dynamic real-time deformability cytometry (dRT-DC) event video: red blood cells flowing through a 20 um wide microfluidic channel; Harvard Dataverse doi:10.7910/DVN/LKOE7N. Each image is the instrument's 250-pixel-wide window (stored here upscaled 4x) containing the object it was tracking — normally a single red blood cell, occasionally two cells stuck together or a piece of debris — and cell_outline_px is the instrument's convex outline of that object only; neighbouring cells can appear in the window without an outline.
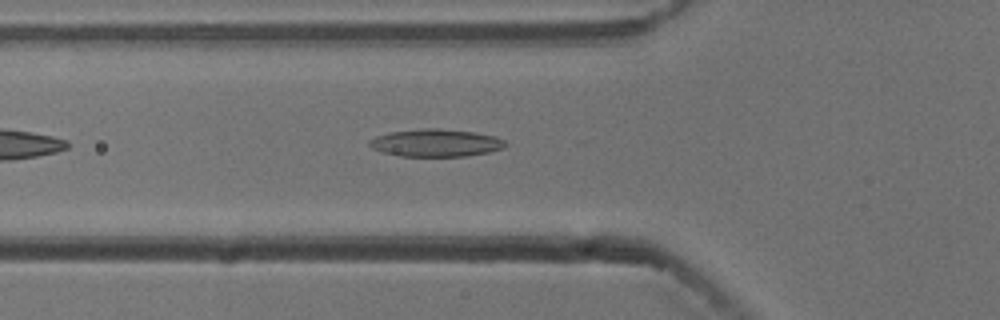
{"species": "common noctule bat (a hibernating species)", "species_latin": "Nyctalus noctula", "temperature_condition": "cold", "stored_images_in_passage": 39, "camera_frame_rate_fps": 3000, "um_per_image_px": 0.085, "animal": {"sex": "male", "body_mass_g": 13.3}, "frame": {"image": 1, "passage_image": 6, "time_ms": 1.667, "image_size_px": [1000, 320], "cell_outline_px": [[508, 144], [504, 148], [488, 152], [468, 156], [400, 156], [384, 152], [372, 148], [368, 144], [368, 140], [376, 136], [392, 132], [424, 128], [440, 128], [476, 132], [496, 136], [504, 140]], "centroid_in_image_um": [37.08, 12.14], "position_along_channel_um": 88.7, "area_um2": 21.91}}
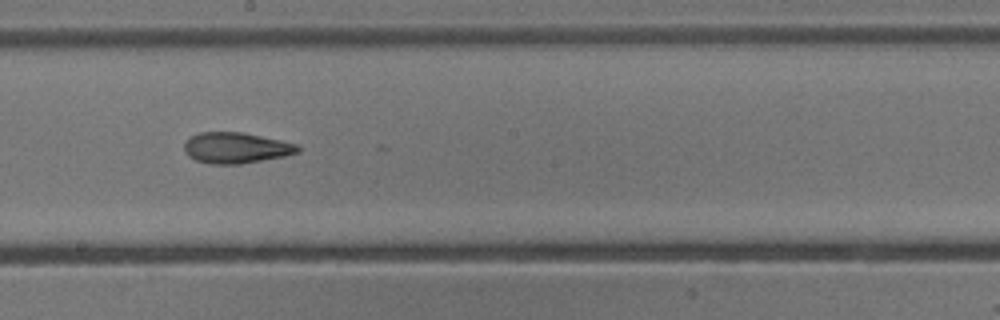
{"frame": {"image": 2, "passage_image": 17, "time_ms": 5.333, "image_size_px": [1000, 320], "cell_outline_px": [[300, 152], [284, 156], [240, 164], [208, 164], [196, 160], [188, 156], [184, 152], [184, 144], [192, 136], [200, 132], [244, 132], [280, 140], [296, 144], [300, 148]], "centroid_in_image_um": [20.05, 12.57], "position_along_channel_um": 228.2, "area_um2": 20.4}}
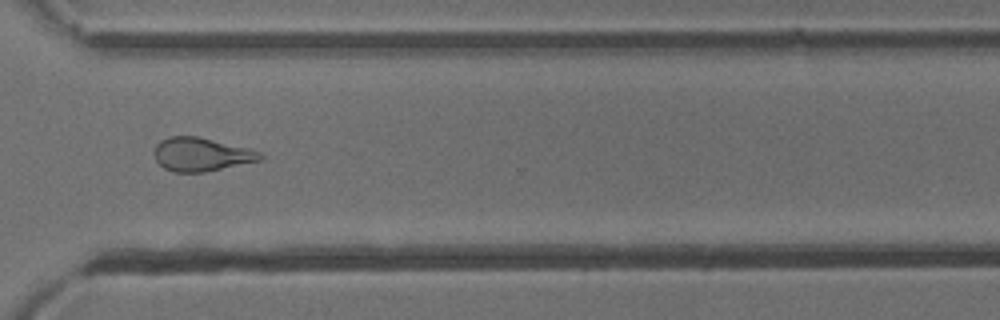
{"frame": {"image": 3, "passage_image": 27, "time_ms": 8.667, "image_size_px": [1000, 320], "cell_outline_px": [[264, 156], [260, 160], [204, 172], [172, 172], [164, 168], [156, 160], [152, 152], [156, 144], [160, 140], [168, 136], [196, 136], [252, 148], [260, 152]], "centroid_in_image_um": [17.08, 13.11], "position_along_channel_um": 353.5, "area_um2": 20.87}, "authors_computed_cell_mechanics": {"area_um2": 20.4612, "velocity_mm_per_s": 3.7625, "shape_relaxation_time_tau1_ms": null, "shape_relaxation_time_tau2_ms": 3.4279, "deformation_change_tau1": null, "deformation_change_tau2": 0.13}}